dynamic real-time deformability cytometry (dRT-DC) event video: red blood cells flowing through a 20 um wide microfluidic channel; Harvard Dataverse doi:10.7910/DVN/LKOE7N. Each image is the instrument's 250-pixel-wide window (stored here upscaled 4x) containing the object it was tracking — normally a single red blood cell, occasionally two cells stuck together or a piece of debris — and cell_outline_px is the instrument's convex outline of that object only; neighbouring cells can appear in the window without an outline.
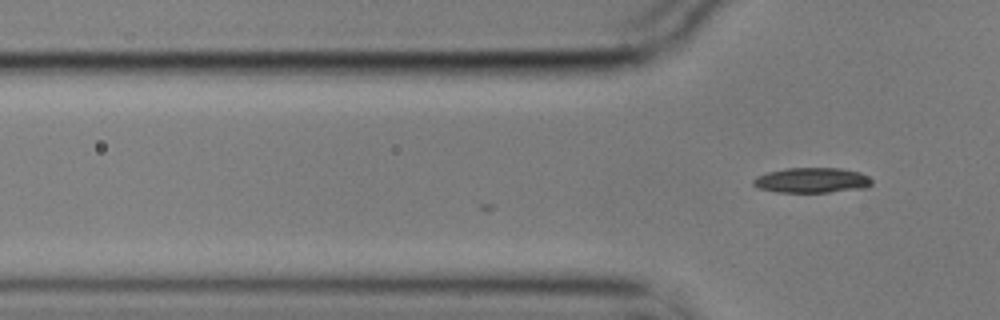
{"species": "common noctule bat (a hibernating species)", "species_latin": "Nyctalus noctula", "temperature_condition": "cold", "stored_images_in_passage": 2, "camera_frame_rate_fps": 3000, "um_per_image_px": 0.085, "animal": {"sex": "male", "body_mass_g": 17.9}, "frame": {"image": 1, "passage_image": 2, "time_ms": 0.333, "image_size_px": [1000, 320], "cell_outline_px": [[872, 184], [868, 188], [828, 192], [776, 192], [756, 188], [752, 184], [752, 180], [756, 176], [768, 172], [788, 168], [840, 168], [860, 172], [868, 176], [872, 180]], "centroid_in_image_um": [69.0, 15.33], "position_along_channel_um": 56.8, "area_um2": 17.57}}